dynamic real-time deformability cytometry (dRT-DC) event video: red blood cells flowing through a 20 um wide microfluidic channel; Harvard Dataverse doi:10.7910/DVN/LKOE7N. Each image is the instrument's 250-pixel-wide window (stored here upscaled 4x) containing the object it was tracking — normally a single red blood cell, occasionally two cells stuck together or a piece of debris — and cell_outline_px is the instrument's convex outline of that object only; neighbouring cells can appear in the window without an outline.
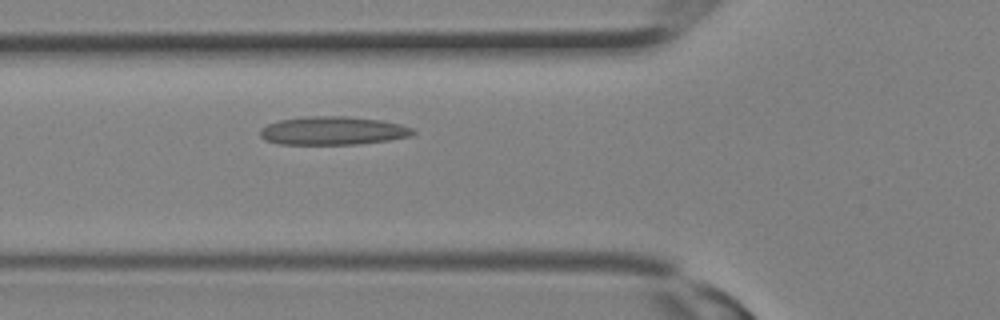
{"species": "Egyptian fruit bat (a non-hibernating species)", "species_latin": "Rousettus aegyptiacus", "temperature_condition": "room temperature", "stored_images_in_passage": 7, "camera_frame_rate_fps": 3000, "um_per_image_px": 0.085, "animal": {"sex": "female"}, "frame": {"image": 1, "passage_image": 7, "time_ms": 2.0, "image_size_px": [1000, 320], "cell_outline_px": [[416, 132], [412, 136], [388, 140], [360, 144], [280, 144], [264, 140], [260, 136], [260, 128], [268, 124], [280, 120], [308, 116], [348, 116], [380, 120], [400, 124], [412, 128]], "centroid_in_image_um": [28.29, 11.11], "position_along_channel_um": 97.5, "area_um2": 25.32}}